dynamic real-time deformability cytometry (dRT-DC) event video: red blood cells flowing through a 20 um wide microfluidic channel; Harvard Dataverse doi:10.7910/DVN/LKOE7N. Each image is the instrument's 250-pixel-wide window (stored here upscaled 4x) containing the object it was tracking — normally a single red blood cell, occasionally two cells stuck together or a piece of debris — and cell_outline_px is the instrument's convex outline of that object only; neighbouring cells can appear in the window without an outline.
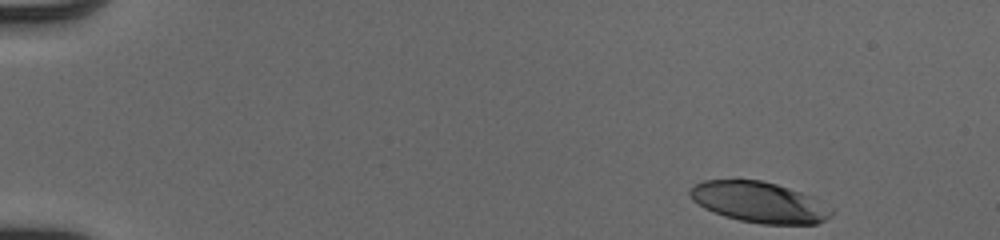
{"species": "human", "species_latin": "Homo sapiens", "temperature_condition": "cold", "stored_images_in_passage": 46, "camera_frame_rate_fps": 3000, "um_per_image_px": 0.085, "donor": {"sex": "male"}, "frame": {"image": 1, "passage_image": 1, "time_ms": 0.0, "image_size_px": [1000, 240], "cell_outline_px": [[832, 216], [816, 224], [760, 224], [740, 220], [724, 216], [704, 208], [692, 200], [688, 192], [696, 184], [704, 180], [760, 180], [776, 184], [816, 196], [832, 208]], "centroid_in_image_um": [64.59, 17.19], "position_along_channel_um": 20.4, "area_um2": 33.81}}
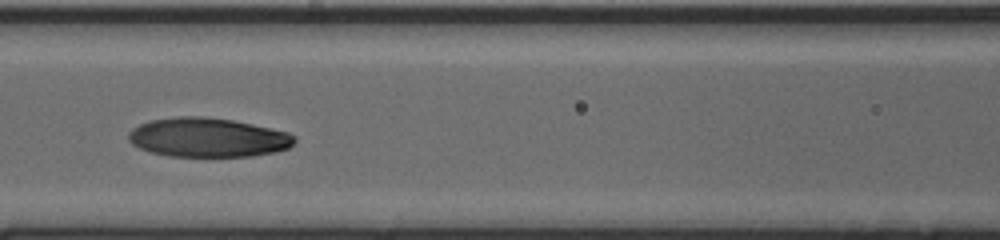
{"frame": {"image": 2, "passage_image": 20, "time_ms": 6.333, "image_size_px": [1000, 240], "cell_outline_px": [[296, 140], [288, 148], [276, 152], [252, 156], [168, 156], [148, 152], [132, 144], [128, 140], [128, 132], [132, 128], [148, 120], [176, 116], [204, 116], [232, 120], [272, 128], [288, 132], [296, 136]], "centroid_in_image_um": [17.64, 11.68], "position_along_channel_um": 149.0, "area_um2": 38.26}}
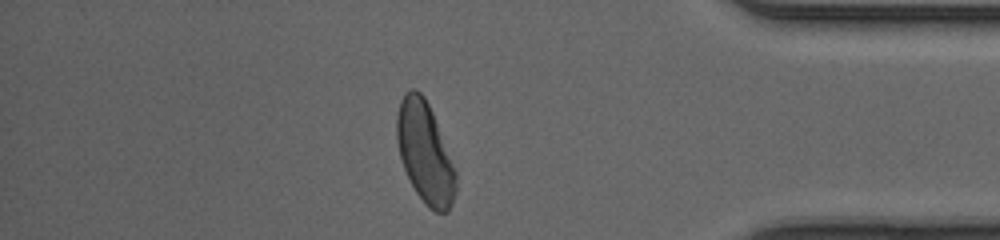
{"frame": {"image": 3, "passage_image": 40, "time_ms": 13.0, "image_size_px": [1000, 240], "cell_outline_px": [[456, 192], [452, 204], [448, 212], [436, 212], [428, 208], [424, 204], [416, 192], [404, 168], [400, 156], [396, 136], [396, 116], [400, 100], [412, 88], [416, 88], [424, 96], [432, 112], [456, 172]], "centroid_in_image_um": [36.12, 13.0], "position_along_channel_um": 399.1, "area_um2": 34.39}, "authors_computed_cell_mechanics": {"area_um2": 36.9631, "velocity_mm_per_s": 4.1073, "shape_relaxation_time_tau1_ms": 4.5115, "shape_relaxation_time_tau2_ms": 3.0914, "deformation_change_tau1": 0.2155, "deformation_change_tau2": 0.0735}}